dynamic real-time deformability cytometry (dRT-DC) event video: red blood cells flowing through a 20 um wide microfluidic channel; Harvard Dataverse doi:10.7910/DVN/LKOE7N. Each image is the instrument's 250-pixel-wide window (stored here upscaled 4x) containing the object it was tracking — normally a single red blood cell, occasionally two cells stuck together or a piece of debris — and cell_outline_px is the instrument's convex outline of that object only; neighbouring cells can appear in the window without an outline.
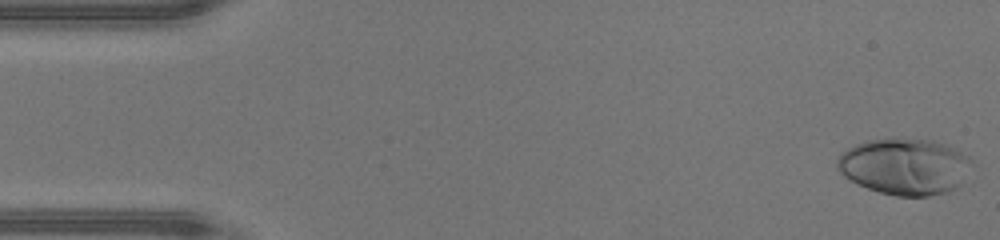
{"species": "human", "species_latin": "Homo sapiens", "temperature_condition": "warm", "stored_images_in_passage": 44, "camera_frame_rate_fps": 3000, "um_per_image_px": 0.085, "donor": {"sex": "male"}, "frame": {"image": 1, "passage_image": 1, "time_ms": 0.0, "image_size_px": [1000, 240], "cell_outline_px": [[972, 160], [960, 184], [956, 188], [948, 192], [928, 196], [896, 196], [880, 192], [868, 188], [844, 176], [836, 168], [836, 160], [848, 148], [856, 144], [868, 140], [888, 136], [892, 136], [932, 140], [944, 144], [968, 156]], "centroid_in_image_um": [76.87, 14.12], "position_along_channel_um": 8.1, "area_um2": 44.27}}
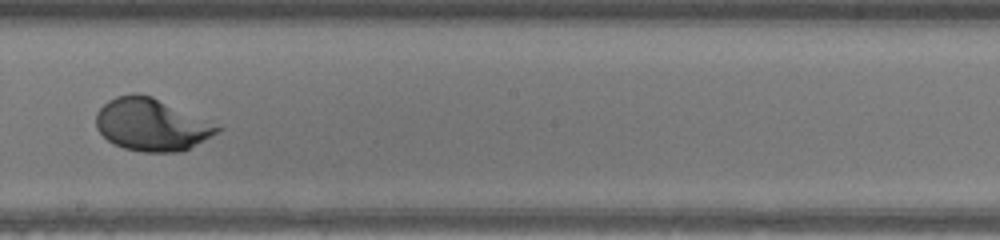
{"frame": {"image": 2, "passage_image": 26, "time_ms": 8.333, "image_size_px": [1000, 240], "cell_outline_px": [[224, 128], [188, 148], [180, 152], [144, 152], [124, 148], [108, 140], [96, 128], [96, 112], [108, 100], [116, 96], [132, 92], [136, 92], [152, 96]], "centroid_in_image_um": [12.82, 10.58], "position_along_channel_um": 235.4, "area_um2": 36.53}}
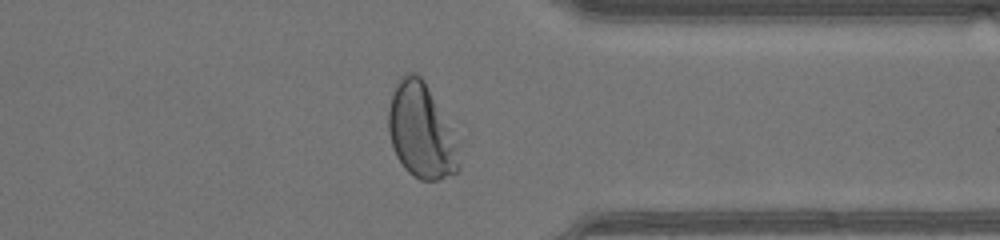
{"frame": {"image": 3, "passage_image": 36, "time_ms": 11.667, "image_size_px": [1000, 240], "cell_outline_px": [[464, 144], [460, 168], [456, 172], [436, 180], [420, 180], [408, 172], [404, 168], [396, 156], [388, 132], [388, 108], [396, 80], [400, 76], [408, 72], [416, 72], [424, 80], [464, 140]], "centroid_in_image_um": [35.92, 11.12], "position_along_channel_um": 375.5, "area_um2": 41.21}, "authors_computed_cell_mechanics": {"area_um2": 38.0613, "velocity_mm_per_s": 4.4201, "shape_relaxation_time_tau1_ms": 2.2618, "shape_relaxation_time_tau2_ms": null, "deformation_change_tau1": 0.2062, "deformation_change_tau2": null}}